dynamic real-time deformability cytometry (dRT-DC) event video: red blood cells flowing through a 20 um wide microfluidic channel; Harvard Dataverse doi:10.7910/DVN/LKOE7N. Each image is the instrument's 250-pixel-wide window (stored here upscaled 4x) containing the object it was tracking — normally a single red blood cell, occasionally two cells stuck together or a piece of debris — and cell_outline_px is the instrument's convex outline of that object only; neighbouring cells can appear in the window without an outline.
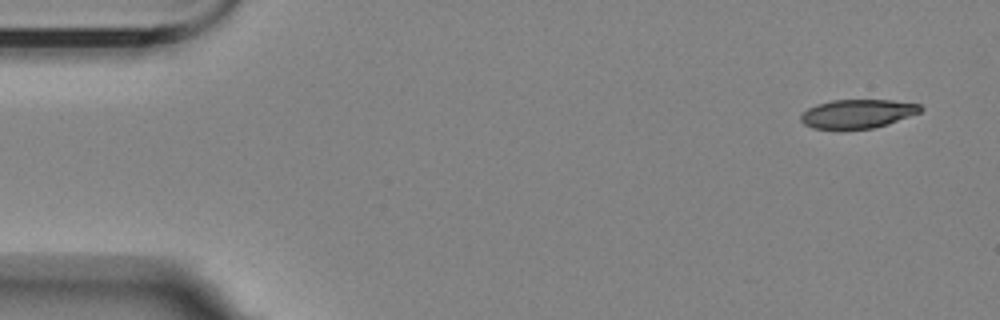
{"species": "Egyptian fruit bat (a non-hibernating species)", "species_latin": "Rousettus aegyptiacus", "temperature_condition": "room temperature", "stored_images_in_passage": 5, "camera_frame_rate_fps": 3000, "um_per_image_px": 0.085, "animal": {"sex": "female"}, "frame": {"image": 1, "passage_image": 1, "time_ms": 0.0, "image_size_px": [1000, 320], "cell_outline_px": [[924, 108], [920, 112], [888, 124], [872, 128], [812, 128], [804, 124], [800, 120], [800, 116], [808, 108], [816, 104], [832, 100], [892, 100], [920, 104]], "centroid_in_image_um": [72.9, 9.65], "position_along_channel_um": 12.1, "area_um2": 19.88}}
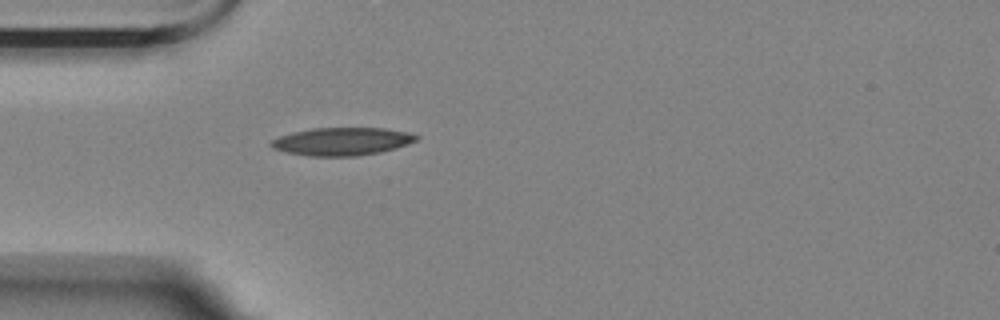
{"frame": {"image": 2, "passage_image": 5, "time_ms": 4.333, "image_size_px": [1000, 320], "cell_outline_px": [[420, 136], [416, 140], [396, 148], [380, 152], [356, 156], [308, 156], [288, 152], [272, 148], [268, 144], [272, 140], [280, 136], [292, 132], [312, 128], [384, 128], [404, 132]], "centroid_in_image_um": [29.03, 12.02], "position_along_channel_um": 56.0, "area_um2": 23.41}}